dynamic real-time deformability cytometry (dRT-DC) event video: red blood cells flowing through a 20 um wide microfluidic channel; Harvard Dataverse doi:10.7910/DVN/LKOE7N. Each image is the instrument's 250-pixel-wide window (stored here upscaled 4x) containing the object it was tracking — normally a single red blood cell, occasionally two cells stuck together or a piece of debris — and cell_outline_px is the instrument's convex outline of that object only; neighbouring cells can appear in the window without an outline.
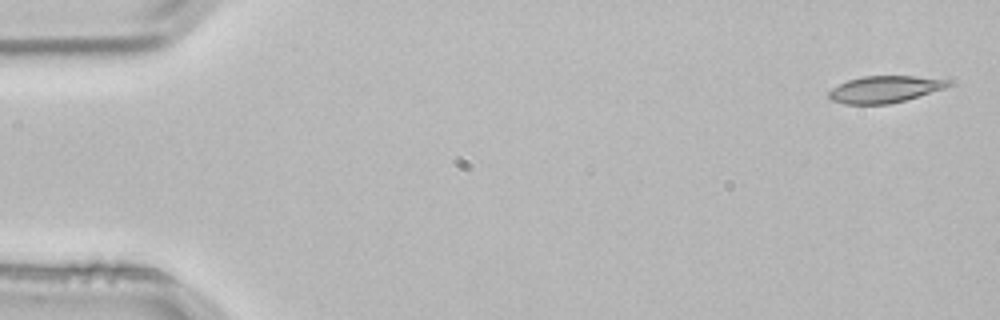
{"species": "common noctule bat (a hibernating species)", "species_latin": "Nyctalus noctula", "temperature_condition": "room temperature", "stored_images_in_passage": 4, "camera_frame_rate_fps": 3000, "um_per_image_px": 0.085, "animal": {"sex": "male", "body_mass_g": 21.5, "forearm_length_mm": 52.0}, "frame": {"image": 1, "passage_image": 1, "time_ms": 0.0, "image_size_px": [1000, 320], "cell_outline_px": [[952, 84], [944, 88], [904, 100], [888, 104], [844, 104], [832, 100], [828, 96], [828, 92], [832, 88], [848, 80], [864, 76], [912, 76], [952, 80]], "centroid_in_image_um": [75.19, 7.58], "position_along_channel_um": 9.8, "area_um2": 18.44}}